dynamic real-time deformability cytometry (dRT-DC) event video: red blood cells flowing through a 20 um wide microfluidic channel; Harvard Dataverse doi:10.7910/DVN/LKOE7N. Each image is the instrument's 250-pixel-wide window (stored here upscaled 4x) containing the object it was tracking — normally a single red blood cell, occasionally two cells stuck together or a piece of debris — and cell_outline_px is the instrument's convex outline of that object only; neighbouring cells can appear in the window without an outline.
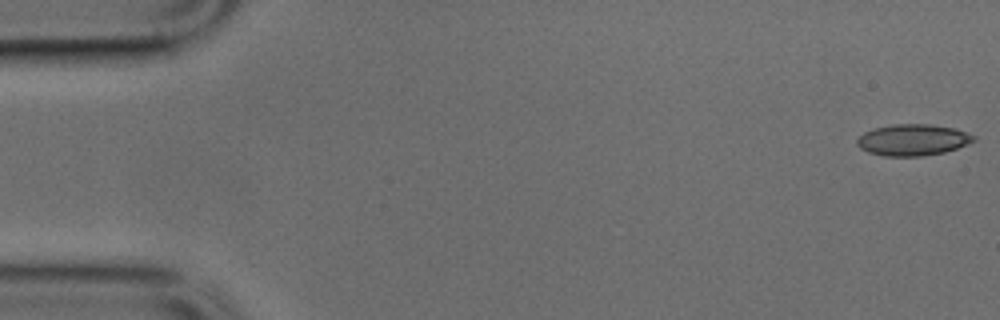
{"species": "common noctule bat (a hibernating species)", "species_latin": "Nyctalus noctula", "temperature_condition": "cold", "stored_images_in_passage": 49, "camera_frame_rate_fps": 3000, "um_per_image_px": 0.085, "animal": {"sex": "male", "body_mass_g": 17.9, "forearm_length_mm": 54.2}, "frame": {"image": 1, "passage_image": 1, "time_ms": 0.0, "image_size_px": [1000, 320], "cell_outline_px": [[976, 140], [956, 148], [944, 152], [920, 156], [884, 156], [868, 152], [860, 148], [856, 144], [856, 140], [864, 132], [876, 128], [892, 124], [928, 124], [952, 128], [976, 136]], "centroid_in_image_um": [77.55, 11.89], "position_along_channel_um": 7.4, "area_um2": 21.1}}
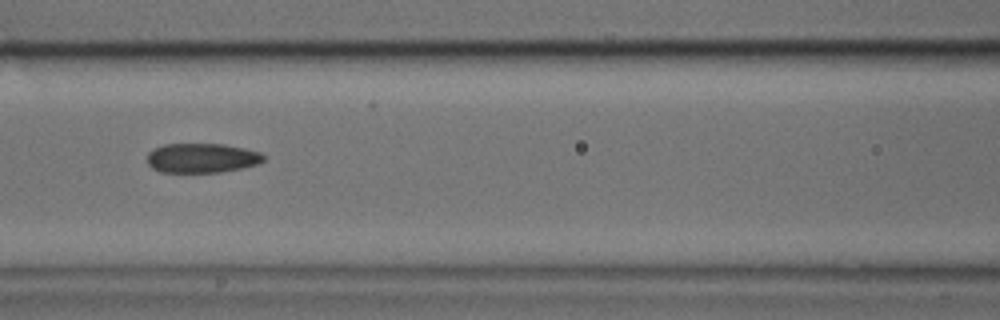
{"frame": {"image": 2, "passage_image": 21, "time_ms": 6.667, "image_size_px": [1000, 320], "cell_outline_px": [[264, 160], [260, 164], [244, 168], [224, 172], [160, 172], [152, 168], [148, 164], [148, 152], [152, 148], [164, 144], [224, 144], [244, 148], [260, 152], [264, 156]], "centroid_in_image_um": [17.17, 13.43], "position_along_channel_um": 149.4, "area_um2": 20.29}}
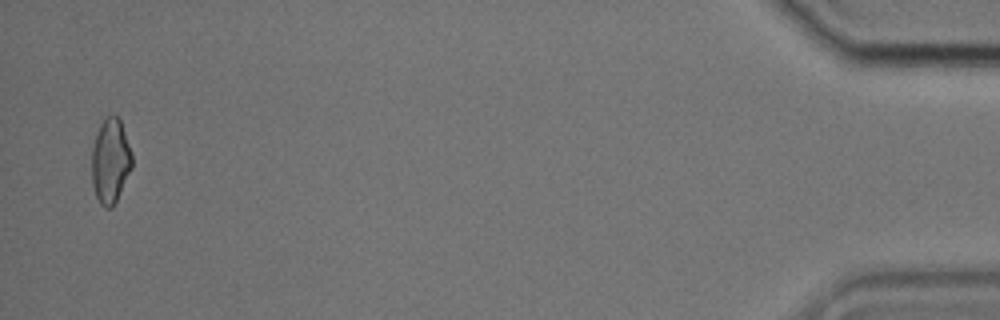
{"frame": {"image": 3, "passage_image": 48, "time_ms": 15.667, "image_size_px": [1000, 320], "cell_outline_px": [[132, 168], [112, 208], [104, 208], [100, 204], [96, 196], [92, 184], [92, 148], [100, 124], [108, 116], [116, 116], [120, 120], [132, 152]], "centroid_in_image_um": [9.39, 13.71], "position_along_channel_um": 425.8, "area_um2": 19.71}}